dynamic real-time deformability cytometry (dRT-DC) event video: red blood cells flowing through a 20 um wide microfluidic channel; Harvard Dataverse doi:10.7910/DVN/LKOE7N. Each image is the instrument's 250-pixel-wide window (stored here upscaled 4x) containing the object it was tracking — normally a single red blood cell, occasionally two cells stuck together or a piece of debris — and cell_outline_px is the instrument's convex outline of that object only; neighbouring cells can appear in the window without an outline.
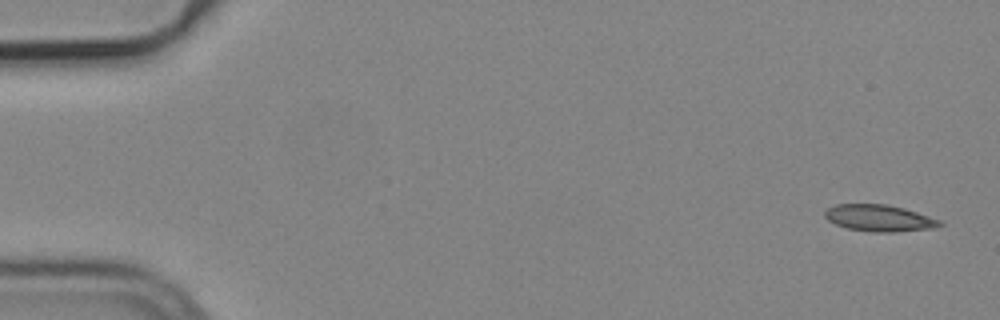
{"species": "common noctule bat (a hibernating species)", "species_latin": "Nyctalus noctula", "temperature_condition": "cold", "stored_images_in_passage": 5, "camera_frame_rate_fps": 3000, "um_per_image_px": 0.085, "animal": {"sex": "male", "body_mass_g": 19.2, "forearm_length_mm": 51.8}, "frame": {"image": 1, "passage_image": 1, "time_ms": 0.0, "image_size_px": [1000, 320], "cell_outline_px": [[944, 224], [932, 228], [896, 232], [872, 232], [848, 228], [836, 224], [828, 220], [824, 216], [824, 212], [828, 208], [836, 204], [884, 204], [904, 208], [940, 220]], "centroid_in_image_um": [74.72, 18.54], "position_along_channel_um": 10.3, "area_um2": 17.69}}
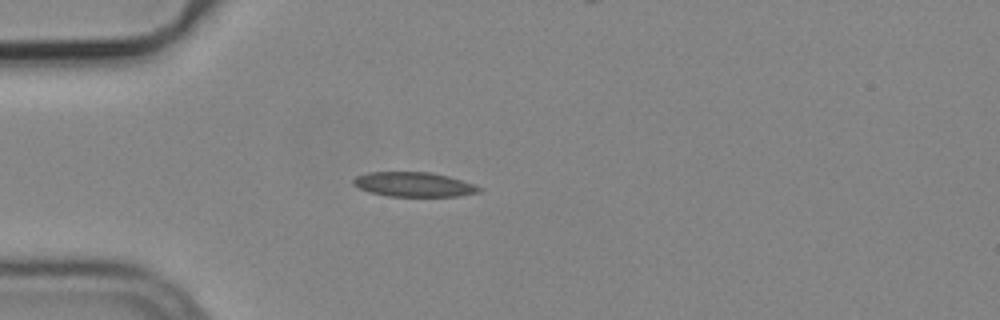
{"frame": {"image": 2, "passage_image": 4, "time_ms": 1.0, "image_size_px": [1000, 320], "cell_outline_px": [[484, 188], [480, 192], [456, 196], [388, 196], [372, 192], [360, 188], [352, 184], [352, 180], [356, 176], [368, 172], [432, 172], [448, 176]], "centroid_in_image_um": [35.17, 15.67], "position_along_channel_um": 49.8, "area_um2": 17.86}}